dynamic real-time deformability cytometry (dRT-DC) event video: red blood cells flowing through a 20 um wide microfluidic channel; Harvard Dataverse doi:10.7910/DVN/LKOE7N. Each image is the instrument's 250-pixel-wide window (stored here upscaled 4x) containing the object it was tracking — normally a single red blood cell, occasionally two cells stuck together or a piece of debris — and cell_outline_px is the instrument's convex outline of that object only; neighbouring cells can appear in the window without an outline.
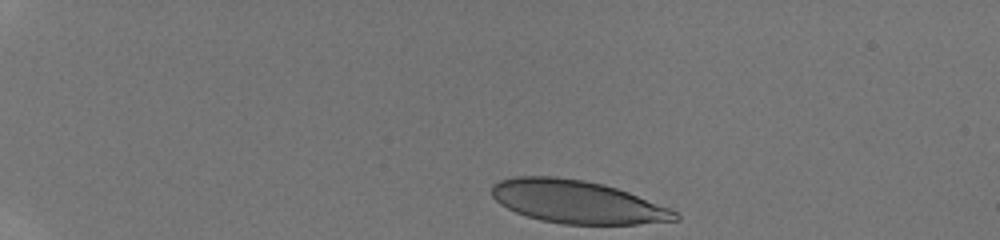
{"species": "human", "species_latin": "Homo sapiens", "temperature_condition": "room temperature", "stored_images_in_passage": 36, "camera_frame_rate_fps": 3000, "um_per_image_px": 0.085, "donor": {"sex": "male"}, "frame": {"image": 1, "passage_image": 1, "time_ms": 0.0, "image_size_px": [1000, 240], "cell_outline_px": [[680, 220], [636, 224], [564, 224], [540, 220], [516, 212], [500, 204], [492, 196], [492, 184], [500, 180], [516, 176], [556, 176], [584, 180], [604, 184], [628, 192], [672, 208], [680, 216]], "centroid_in_image_um": [49.08, 17.15], "position_along_channel_um": 35.9, "area_um2": 45.95}}
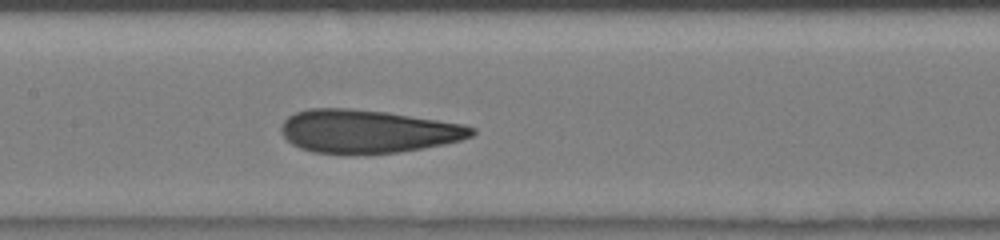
{"frame": {"image": 2, "passage_image": 18, "time_ms": 5.667, "image_size_px": [1000, 240], "cell_outline_px": [[476, 132], [472, 136], [460, 140], [444, 144], [396, 152], [312, 152], [300, 148], [292, 144], [280, 132], [280, 128], [284, 120], [288, 116], [296, 112], [308, 108], [348, 108], [388, 112], [464, 124], [476, 128]], "centroid_in_image_um": [31.25, 11.13], "position_along_channel_um": 176.2, "area_um2": 47.4}}
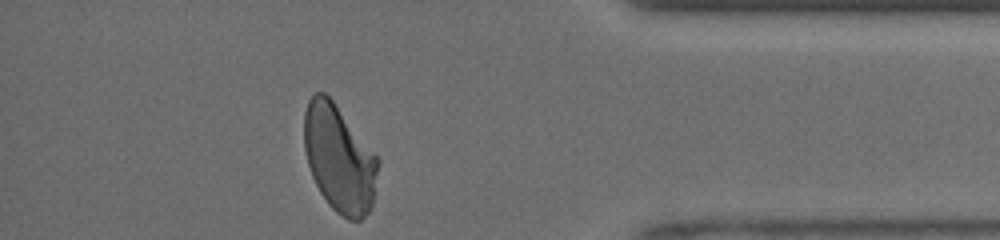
{"frame": {"image": 3, "passage_image": 36, "time_ms": 11.667, "image_size_px": [1000, 240], "cell_outline_px": [[380, 164], [372, 204], [368, 212], [360, 220], [348, 220], [336, 212], [328, 204], [320, 192], [312, 176], [308, 164], [304, 148], [304, 112], [308, 100], [316, 92], [324, 92], [332, 100], [380, 160]], "centroid_in_image_um": [28.83, 13.5], "position_along_channel_um": 406.4, "area_um2": 45.89}, "authors_computed_cell_mechanics": {"area_um2": 47.5983, "velocity_mm_per_s": 4.184, "shape_relaxation_time_tau1_ms": 6.4958, "shape_relaxation_time_tau2_ms": 1.0312, "deformation_change_tau1": 0.2158, "deformation_change_tau2": 0.0902}}